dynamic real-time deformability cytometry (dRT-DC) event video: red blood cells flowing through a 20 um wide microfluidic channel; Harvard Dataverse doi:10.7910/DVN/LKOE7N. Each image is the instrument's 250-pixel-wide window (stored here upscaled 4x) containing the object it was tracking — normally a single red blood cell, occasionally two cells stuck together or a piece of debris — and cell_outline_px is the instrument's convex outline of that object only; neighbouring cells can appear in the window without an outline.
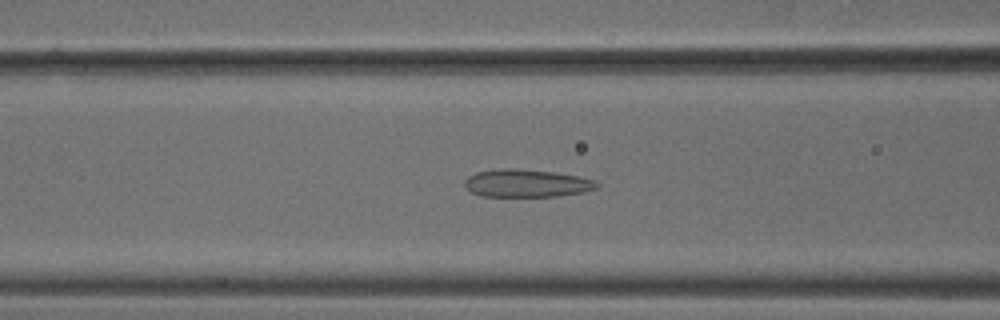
{"species": "common noctule bat (a hibernating species)", "species_latin": "Nyctalus noctula", "temperature_condition": "cold", "stored_images_in_passage": 54, "camera_frame_rate_fps": 3000, "um_per_image_px": 0.085, "animal": {"sex": "male", "body_mass_g": 18.8}, "frame": {"image": 1, "passage_image": 22, "time_ms": 7.0, "image_size_px": [1000, 320], "cell_outline_px": [[600, 184], [596, 188], [584, 192], [556, 196], [480, 196], [472, 192], [464, 184], [464, 180], [468, 176], [476, 172], [504, 168], [516, 168], [552, 172], [576, 176], [596, 180]], "centroid_in_image_um": [44.76, 15.57], "position_along_channel_um": 121.8, "area_um2": 21.27}}
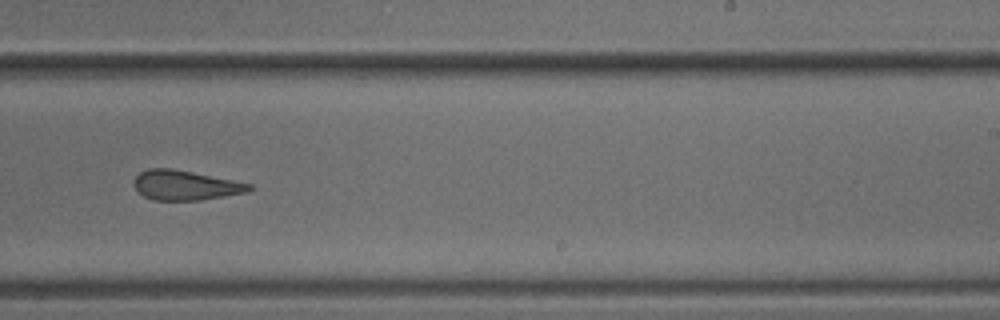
{"frame": {"image": 2, "passage_image": 34, "time_ms": 11.0, "image_size_px": [1000, 320], "cell_outline_px": [[256, 188], [248, 192], [200, 200], [152, 200], [144, 196], [132, 184], [136, 176], [140, 172], [148, 168], [172, 168], [252, 184]], "centroid_in_image_um": [15.76, 15.75], "position_along_channel_um": 273.2, "area_um2": 19.94}}
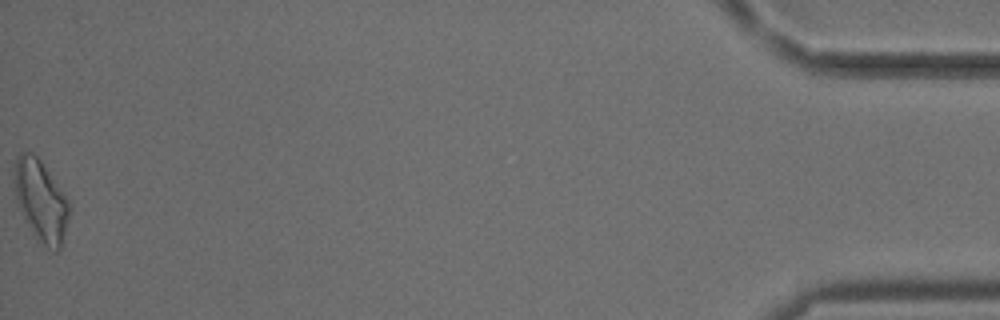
{"frame": {"image": 3, "passage_image": 54, "time_ms": 17.667, "image_size_px": [1000, 320], "cell_outline_px": [[68, 216], [60, 248], [56, 252], [52, 252], [36, 236], [24, 220], [16, 200], [16, 160], [20, 152], [32, 152], [40, 160], [68, 200]], "centroid_in_image_um": [3.47, 17.07], "position_along_channel_um": 431.7, "area_um2": 24.91}, "authors_computed_cell_mechanics": {"area_um2": 21.8484, "velocity_mm_per_s": 3.7905, "shape_relaxation_time_tau1_ms": null, "shape_relaxation_time_tau2_ms": 2.048, "deformation_change_tau1": null, "deformation_change_tau2": 0.1042}}